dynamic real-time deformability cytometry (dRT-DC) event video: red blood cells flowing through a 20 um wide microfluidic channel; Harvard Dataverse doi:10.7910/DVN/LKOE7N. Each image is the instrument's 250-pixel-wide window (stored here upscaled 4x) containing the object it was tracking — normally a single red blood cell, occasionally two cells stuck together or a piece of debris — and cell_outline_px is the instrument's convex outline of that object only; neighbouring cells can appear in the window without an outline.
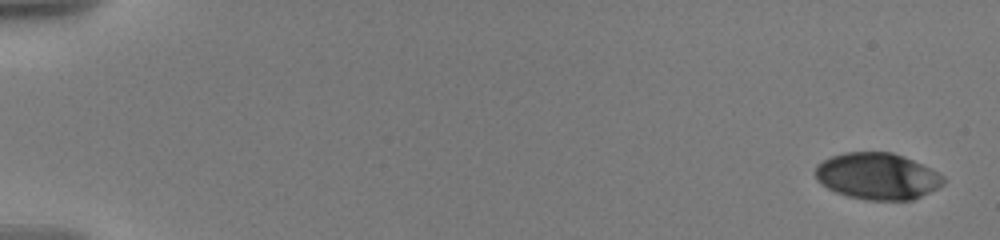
{"species": "human", "species_latin": "Homo sapiens", "temperature_condition": "warm", "stored_images_in_passage": 11, "camera_frame_rate_fps": 3000, "um_per_image_px": 0.085, "donor": {"sex": "male"}, "frame": {"image": 1, "passage_image": 1, "time_ms": 0.0, "image_size_px": [1000, 240], "cell_outline_px": [[944, 184], [912, 200], [864, 200], [848, 196], [836, 192], [820, 184], [816, 180], [816, 164], [832, 156], [844, 152], [892, 152], [904, 156], [944, 176]], "centroid_in_image_um": [74.54, 14.98], "position_along_channel_um": 10.5, "area_um2": 34.56}}
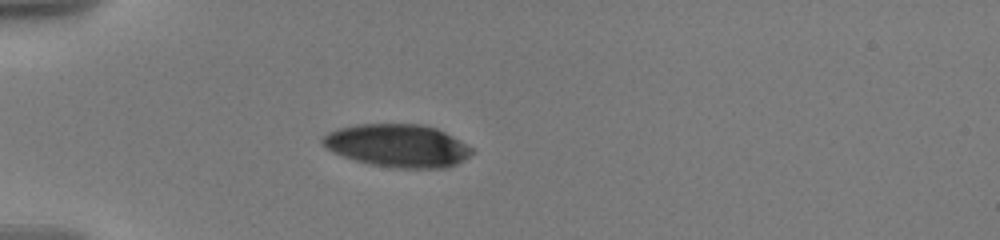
{"frame": {"image": 2, "passage_image": 8, "time_ms": 5.333, "image_size_px": [1000, 240], "cell_outline_px": [[476, 152], [464, 160], [456, 164], [444, 168], [396, 168], [372, 164], [356, 160], [332, 152], [320, 144], [320, 136], [336, 128], [356, 124], [420, 124], [436, 128], [460, 140], [472, 148]], "centroid_in_image_um": [33.77, 12.37], "position_along_channel_um": 51.2, "area_um2": 37.51}}
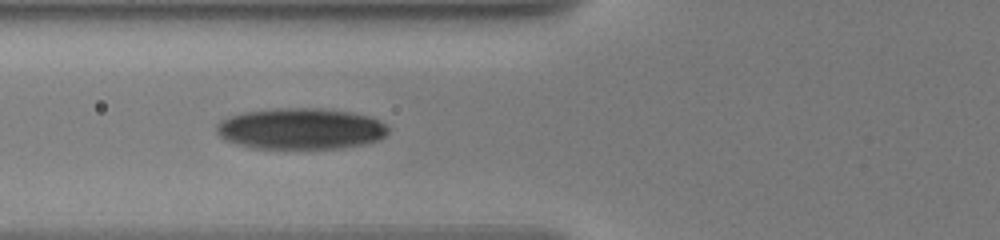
{"frame": {"image": 3, "passage_image": 10, "time_ms": 7.333, "image_size_px": [1000, 240], "cell_outline_px": [[388, 132], [384, 136], [376, 140], [364, 144], [344, 148], [252, 148], [236, 144], [224, 140], [216, 132], [216, 124], [220, 120], [228, 116], [244, 112], [276, 108], [324, 108], [352, 112], [368, 116], [384, 124], [388, 128]], "centroid_in_image_um": [25.51, 10.94], "position_along_channel_um": 100.3, "area_um2": 41.33}}